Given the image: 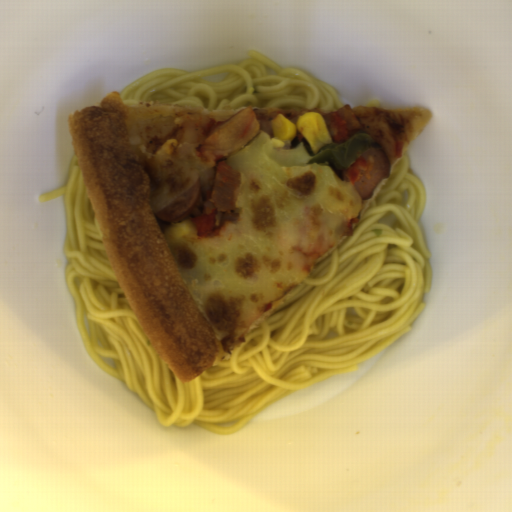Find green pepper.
I'll use <instances>...</instances> for the list:
<instances>
[{
	"mask_svg": "<svg viewBox=\"0 0 512 512\" xmlns=\"http://www.w3.org/2000/svg\"><path fill=\"white\" fill-rule=\"evenodd\" d=\"M367 133L355 134L345 142L325 144L317 154L311 155L308 165L330 164L333 170H342L353 164L373 144Z\"/></svg>",
	"mask_w": 512,
	"mask_h": 512,
	"instance_id": "1",
	"label": "green pepper"
}]
</instances>
